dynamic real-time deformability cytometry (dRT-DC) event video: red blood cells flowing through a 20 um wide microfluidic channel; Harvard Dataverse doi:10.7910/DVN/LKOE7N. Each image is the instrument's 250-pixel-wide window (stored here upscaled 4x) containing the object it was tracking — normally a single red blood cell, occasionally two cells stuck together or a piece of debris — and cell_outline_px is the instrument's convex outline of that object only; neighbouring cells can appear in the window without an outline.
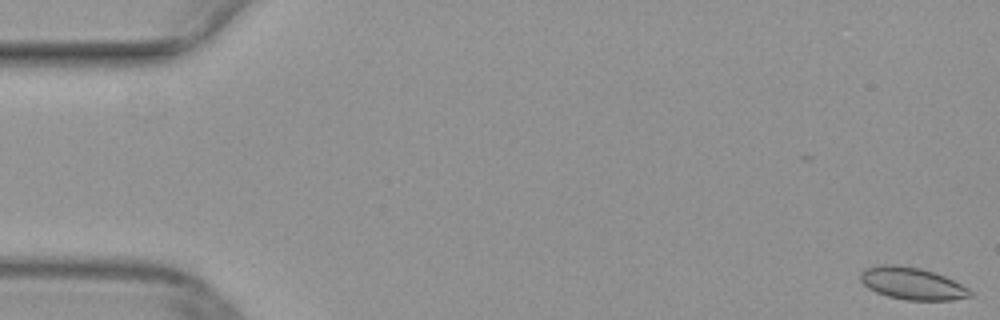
{"species": "common noctule bat (a hibernating species)", "species_latin": "Nyctalus noctula", "temperature_condition": "warm", "stored_images_in_passage": 11, "camera_frame_rate_fps": 3000, "um_per_image_px": 0.085, "animal": {"sex": "female", "body_mass_g": 29.2, "forearm_length_mm": 56.3}, "frame": {"image": 1, "passage_image": 1, "time_ms": 0.0, "image_size_px": [1000, 320], "cell_outline_px": [[972, 296], [952, 300], [904, 300], [888, 296], [876, 292], [868, 288], [860, 280], [860, 272], [864, 268], [880, 264], [892, 264], [920, 268], [936, 272], [968, 288], [972, 292]], "centroid_in_image_um": [77.5, 24.09], "position_along_channel_um": 7.5, "area_um2": 20.63}}